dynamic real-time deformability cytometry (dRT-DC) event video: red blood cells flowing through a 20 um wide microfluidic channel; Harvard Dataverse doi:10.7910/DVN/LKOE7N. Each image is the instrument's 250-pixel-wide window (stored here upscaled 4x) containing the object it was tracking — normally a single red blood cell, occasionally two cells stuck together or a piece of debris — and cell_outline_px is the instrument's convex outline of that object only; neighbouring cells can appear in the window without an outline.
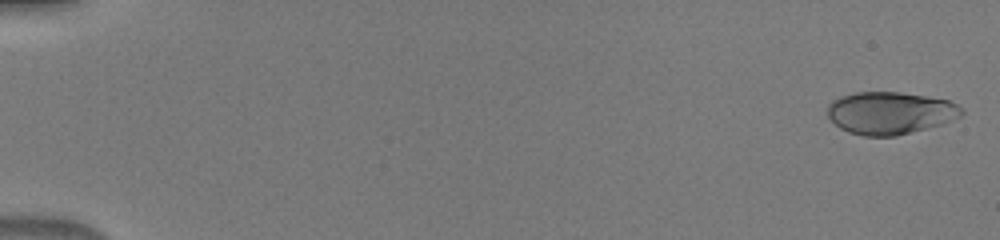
{"species": "human", "species_latin": "Homo sapiens", "temperature_condition": "warm", "stored_images_in_passage": 19, "camera_frame_rate_fps": 3000, "um_per_image_px": 0.085, "donor": {"sex": "male"}, "frame": {"image": 1, "passage_image": 1, "time_ms": 0.0, "image_size_px": [1000, 240], "cell_outline_px": [[964, 112], [960, 116], [940, 124], [896, 136], [864, 136], [848, 132], [840, 128], [828, 116], [828, 104], [832, 100], [840, 96], [856, 92], [900, 92], [948, 100], [956, 104]], "centroid_in_image_um": [75.61, 9.6], "position_along_channel_um": 9.4, "area_um2": 32.83}}
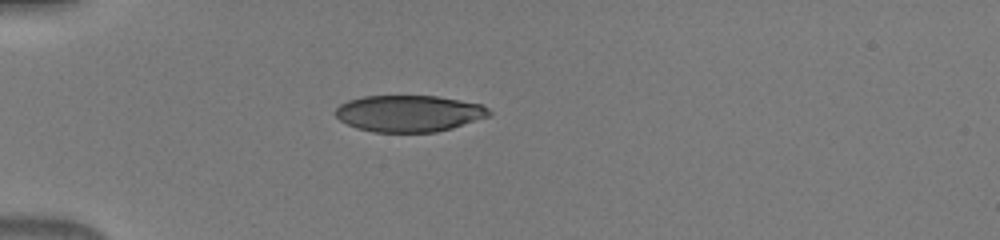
{"frame": {"image": 2, "passage_image": 15, "time_ms": 4.667, "image_size_px": [1000, 240], "cell_outline_px": [[492, 112], [488, 116], [452, 128], [436, 132], [376, 132], [356, 128], [340, 120], [332, 112], [340, 104], [348, 100], [364, 96], [436, 96], [460, 100], [480, 104], [488, 108]], "centroid_in_image_um": [34.73, 9.64], "position_along_channel_um": 50.3, "area_um2": 32.66}}